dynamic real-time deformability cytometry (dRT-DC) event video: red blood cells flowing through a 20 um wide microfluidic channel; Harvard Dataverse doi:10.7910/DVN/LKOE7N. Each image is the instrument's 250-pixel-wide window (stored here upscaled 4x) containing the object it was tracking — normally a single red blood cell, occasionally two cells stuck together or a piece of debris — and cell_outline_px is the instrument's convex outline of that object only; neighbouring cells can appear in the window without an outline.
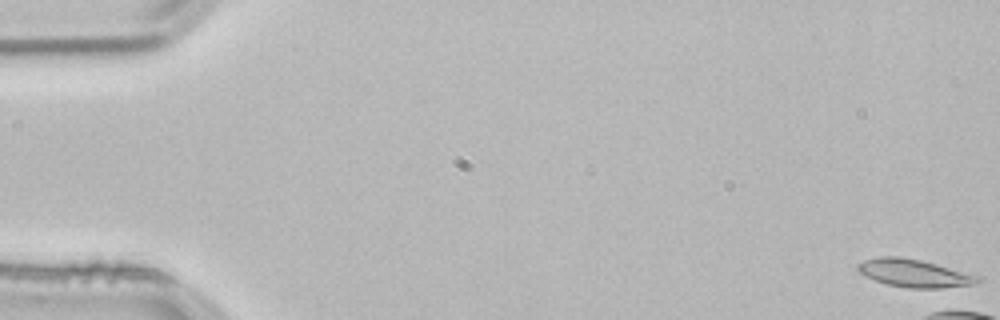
{"species": "common noctule bat (a hibernating species)", "species_latin": "Nyctalus noctula", "temperature_condition": "room temperature", "stored_images_in_passage": 6, "camera_frame_rate_fps": 3000, "um_per_image_px": 0.085, "animal": {"sex": "male", "body_mass_g": 21.5, "forearm_length_mm": 52.0}, "frame": {"image": 1, "passage_image": 1, "time_ms": 0.0, "image_size_px": [1000, 320], "cell_outline_px": [[984, 280], [972, 284], [940, 288], [908, 288], [888, 284], [864, 276], [856, 268], [856, 264], [864, 260], [876, 256], [896, 256], [920, 260], [936, 264], [980, 276]], "centroid_in_image_um": [77.68, 23.21], "position_along_channel_um": 7.3, "area_um2": 19.36}}